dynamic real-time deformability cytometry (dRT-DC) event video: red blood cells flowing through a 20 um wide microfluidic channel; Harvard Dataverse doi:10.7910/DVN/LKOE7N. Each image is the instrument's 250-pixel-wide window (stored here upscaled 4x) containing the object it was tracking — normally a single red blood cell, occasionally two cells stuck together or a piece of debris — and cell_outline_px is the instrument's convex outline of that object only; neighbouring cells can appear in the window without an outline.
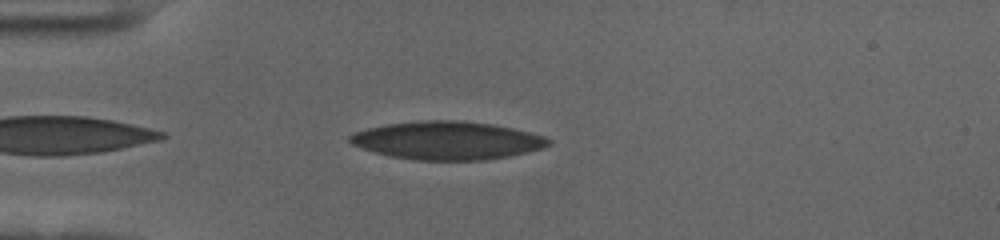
{"species": "human", "species_latin": "Homo sapiens", "temperature_condition": "cold", "stored_images_in_passage": 45, "camera_frame_rate_fps": 3000, "um_per_image_px": 0.085, "donor": {"sex": "female"}, "frame": {"image": 1, "passage_image": 3, "time_ms": 0.667, "image_size_px": [1000, 240], "cell_outline_px": [[552, 144], [544, 148], [528, 152], [508, 156], [484, 160], [416, 160], [388, 156], [352, 144], [348, 140], [348, 136], [356, 132], [368, 128], [388, 124], [424, 120], [460, 120], [492, 124], [512, 128], [544, 136], [552, 140]], "centroid_in_image_um": [38.05, 11.94], "position_along_channel_um": 47.0, "area_um2": 44.04}}
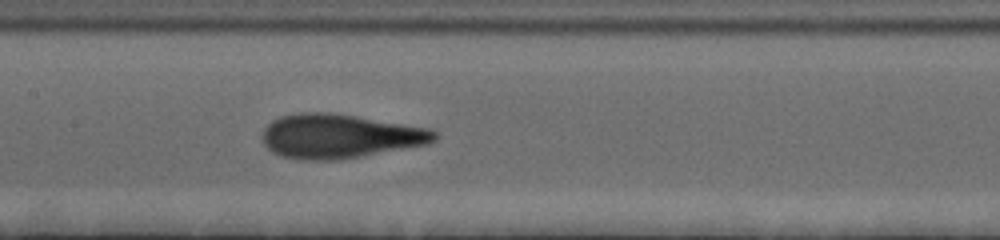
{"frame": {"image": 2, "passage_image": 16, "time_ms": 5.0, "image_size_px": [1000, 240], "cell_outline_px": [[436, 140], [428, 144], [340, 160], [300, 160], [280, 156], [272, 152], [264, 144], [264, 128], [272, 120], [280, 116], [300, 112], [328, 112], [356, 116], [428, 128], [436, 132]], "centroid_in_image_um": [28.85, 11.58], "position_along_channel_um": 178.6, "area_um2": 44.22}}
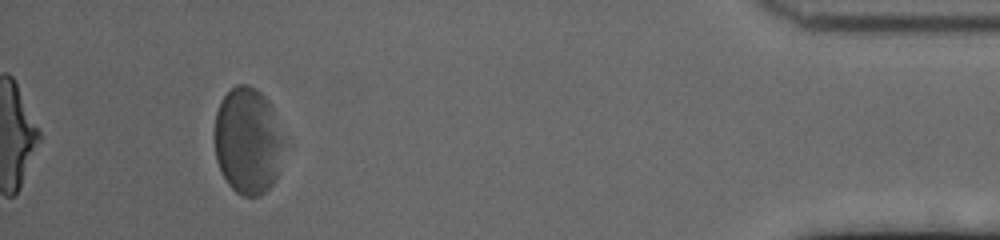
{"frame": {"image": 3, "passage_image": 41, "time_ms": 13.333, "image_size_px": [1000, 240], "cell_outline_px": [[284, 144], [276, 176], [272, 184], [260, 196], [244, 196], [236, 192], [228, 184], [216, 160], [216, 112], [224, 96], [236, 84], [248, 84], [256, 88], [268, 100], [272, 108]], "centroid_in_image_um": [21.06, 11.97], "position_along_channel_um": 414.1, "area_um2": 42.43}, "authors_computed_cell_mechanics": {"area_um2": 43.928, "velocity_mm_per_s": 3.511, "shape_relaxation_time_tau1_ms": 5.3173, "shape_relaxation_time_tau2_ms": 1.3091, "deformation_change_tau1": 0.1635, "deformation_change_tau2": 0.0871}}